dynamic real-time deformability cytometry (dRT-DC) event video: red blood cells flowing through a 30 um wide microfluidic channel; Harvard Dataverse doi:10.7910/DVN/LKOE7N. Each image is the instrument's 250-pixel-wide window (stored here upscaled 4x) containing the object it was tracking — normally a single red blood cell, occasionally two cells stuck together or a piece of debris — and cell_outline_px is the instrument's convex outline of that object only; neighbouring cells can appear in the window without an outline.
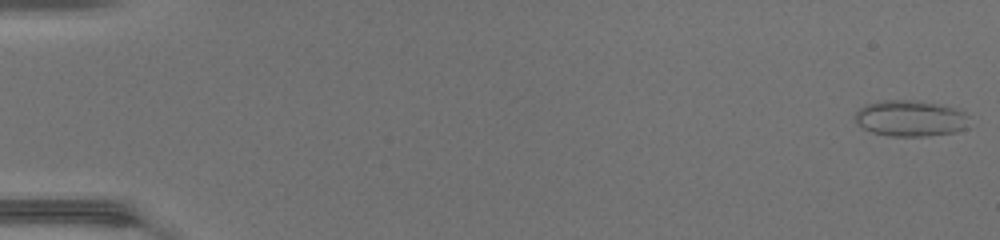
{"species": "common noctule bat (a hibernating species)", "species_latin": "Nyctalus noctula", "temperature_condition": "warm", "stored_images_in_passage": 47, "camera_frame_rate_fps": 3000, "um_per_image_px": 0.085, "animal": {"sex": "female", "body_mass_g": 17.0, "forearm_length_mm": 48.0}, "frame": {"image": 1, "passage_image": 1, "time_ms": 0.0, "image_size_px": [1000, 240], "cell_outline_px": [[968, 128], [956, 132], [928, 136], [888, 136], [872, 132], [864, 128], [852, 116], [864, 104], [880, 100], [920, 100], [940, 104], [956, 108], [964, 112], [968, 116]], "centroid_in_image_um": [77.4, 10.05], "position_along_channel_um": 7.6, "area_um2": 24.39}}
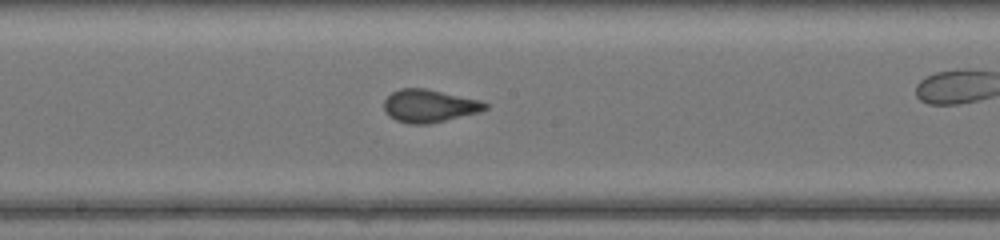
{"frame": {"image": 2, "passage_image": 27, "time_ms": 8.667, "image_size_px": [1000, 240], "cell_outline_px": [[488, 108], [480, 112], [428, 124], [408, 124], [396, 120], [388, 116], [384, 112], [384, 100], [392, 92], [400, 88], [424, 88], [480, 100], [488, 104]], "centroid_in_image_um": [36.46, 9.01], "position_along_channel_um": 211.7, "area_um2": 19.36}}
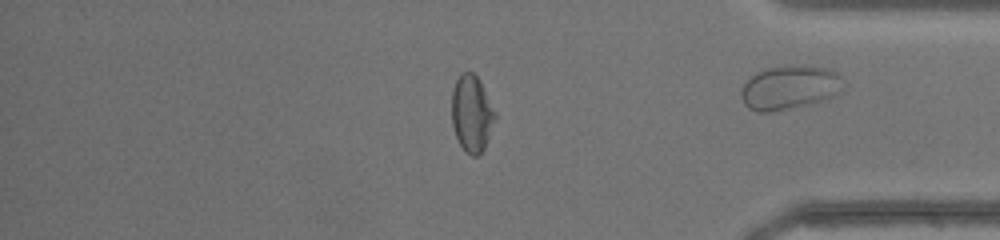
{"frame": {"image": 3, "passage_image": 41, "time_ms": 13.333, "image_size_px": [1000, 240], "cell_outline_px": [[496, 116], [484, 148], [476, 156], [472, 156], [464, 152], [456, 136], [452, 124], [452, 88], [456, 80], [464, 72], [472, 72], [480, 80], [496, 112]], "centroid_in_image_um": [40.09, 9.65], "position_along_channel_um": 395.1, "area_um2": 19.25}}